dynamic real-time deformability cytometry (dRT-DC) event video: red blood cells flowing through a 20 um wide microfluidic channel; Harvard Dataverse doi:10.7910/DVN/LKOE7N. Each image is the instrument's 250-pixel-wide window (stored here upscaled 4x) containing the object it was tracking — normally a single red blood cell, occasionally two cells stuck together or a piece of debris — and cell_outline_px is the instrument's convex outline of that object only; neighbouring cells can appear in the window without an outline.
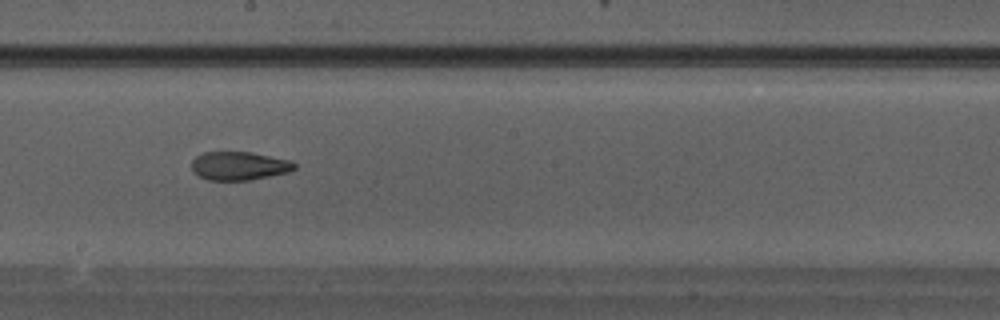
{"species": "Egyptian fruit bat (a non-hibernating species)", "species_latin": "Rousettus aegyptiacus", "temperature_condition": "warm", "stored_images_in_passage": 19, "camera_frame_rate_fps": 3000, "um_per_image_px": 0.085, "animal": {"sex": "male"}, "frame": {"image": 1, "passage_image": 9, "time_ms": 2.667, "image_size_px": [1000, 320], "cell_outline_px": [[296, 168], [288, 172], [248, 180], [208, 180], [192, 172], [192, 160], [196, 156], [204, 152], [252, 152], [288, 160], [296, 164]], "centroid_in_image_um": [20.29, 14.09], "position_along_channel_um": 227.9, "area_um2": 16.94}}